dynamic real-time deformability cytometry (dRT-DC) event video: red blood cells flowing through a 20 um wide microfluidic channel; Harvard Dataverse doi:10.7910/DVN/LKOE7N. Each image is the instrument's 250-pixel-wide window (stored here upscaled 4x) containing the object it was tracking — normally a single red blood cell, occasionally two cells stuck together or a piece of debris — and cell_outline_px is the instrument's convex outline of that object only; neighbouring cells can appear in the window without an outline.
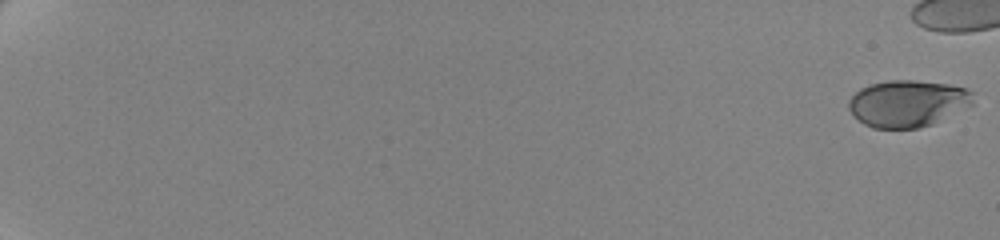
{"species": "human", "species_latin": "Homo sapiens", "temperature_condition": "cold", "stored_images_in_passage": 54, "camera_frame_rate_fps": 3000, "um_per_image_px": 0.085, "donor": {"sex": "female"}, "frame": {"image": 1, "passage_image": 1, "time_ms": 0.0, "image_size_px": [1000, 240], "cell_outline_px": [[976, 92], [972, 104], [932, 124], [916, 128], [872, 128], [864, 124], [848, 108], [848, 100], [860, 88], [872, 84], [888, 80], [912, 80], [948, 84], [968, 88]], "centroid_in_image_um": [77.17, 8.77], "position_along_channel_um": 7.8, "area_um2": 33.81}}
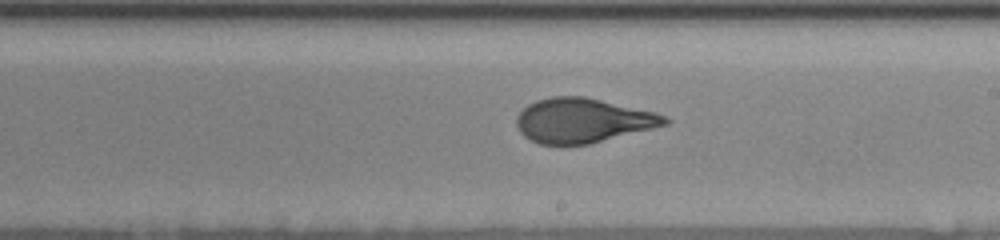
{"frame": {"image": 2, "passage_image": 41, "time_ms": 13.333, "image_size_px": [1000, 240], "cell_outline_px": [[672, 120], [668, 124], [588, 144], [540, 144], [524, 136], [520, 132], [516, 124], [516, 116], [528, 104], [536, 100], [552, 96], [584, 96], [656, 112]], "centroid_in_image_um": [49.52, 10.23], "position_along_channel_um": 239.5, "area_um2": 38.21}}
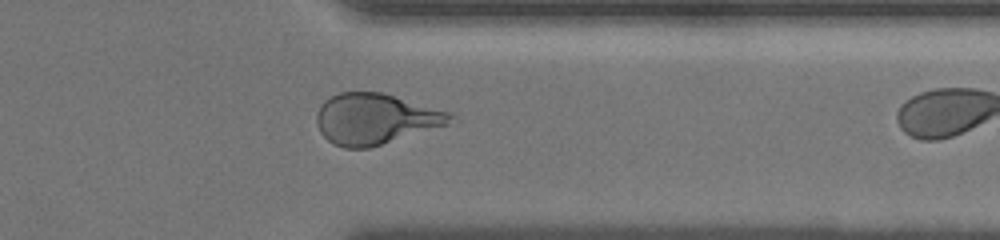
{"frame": {"image": 3, "passage_image": 53, "time_ms": 17.333, "image_size_px": [1000, 240], "cell_outline_px": [[456, 116], [448, 124], [368, 148], [344, 148], [332, 144], [320, 132], [316, 120], [316, 112], [320, 104], [324, 100], [340, 92], [380, 92], [448, 112]], "centroid_in_image_um": [31.83, 10.11], "position_along_channel_um": 379.6, "area_um2": 39.02}}